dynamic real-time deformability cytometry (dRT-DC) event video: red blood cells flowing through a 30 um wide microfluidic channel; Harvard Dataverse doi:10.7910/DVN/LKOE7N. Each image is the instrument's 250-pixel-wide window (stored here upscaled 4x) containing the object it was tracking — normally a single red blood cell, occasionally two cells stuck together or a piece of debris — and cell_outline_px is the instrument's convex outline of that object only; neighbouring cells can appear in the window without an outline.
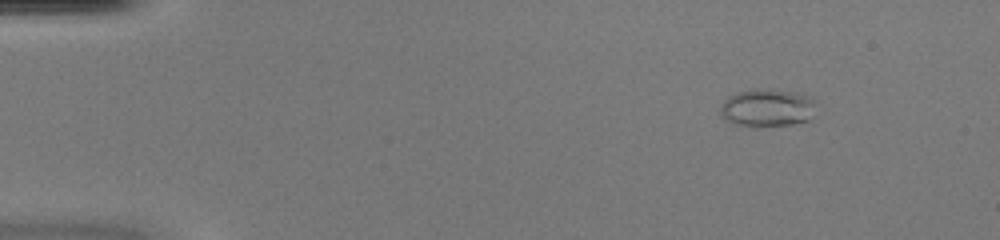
{"species": "common noctule bat (a hibernating species)", "species_latin": "Nyctalus noctula", "temperature_condition": "warm", "stored_images_in_passage": 52, "camera_frame_rate_fps": 3000, "um_per_image_px": 0.085, "animal": {"sex": "female", "body_mass_g": 20.0, "forearm_length_mm": 54.0}, "frame": {"image": 1, "passage_image": 7, "time_ms": 2.0, "image_size_px": [1000, 240], "cell_outline_px": [[816, 100], [808, 120], [792, 124], [752, 128], [736, 124], [720, 116], [720, 108], [724, 100], [728, 96], [736, 92], [756, 88], [760, 88], [796, 92], [812, 96]], "centroid_in_image_um": [65.18, 9.16], "position_along_channel_um": 19.8, "area_um2": 21.39}}
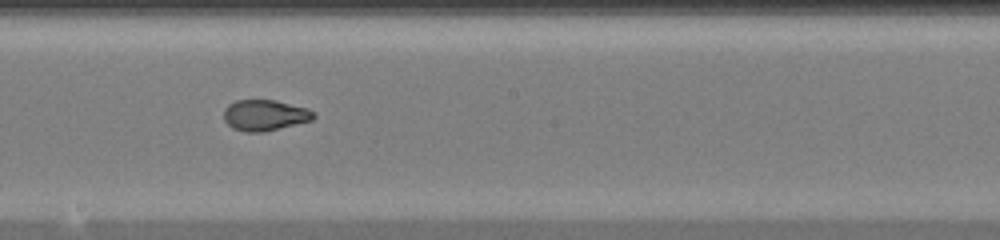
{"frame": {"image": 2, "passage_image": 30, "time_ms": 9.667, "image_size_px": [1000, 240], "cell_outline_px": [[316, 116], [312, 120], [264, 132], [244, 132], [232, 128], [224, 120], [224, 108], [228, 104], [236, 100], [276, 100], [308, 108], [316, 112]], "centroid_in_image_um": [22.51, 9.79], "position_along_channel_um": 225.7, "area_um2": 16.36}}
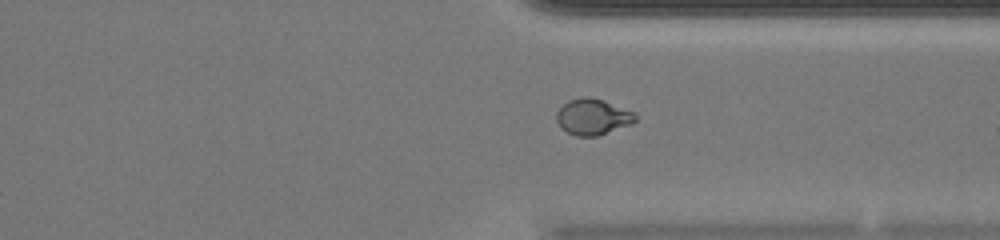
{"frame": {"image": 3, "passage_image": 40, "time_ms": 13.0, "image_size_px": [1000, 240], "cell_outline_px": [[636, 120], [632, 124], [596, 136], [576, 136], [560, 128], [556, 120], [556, 112], [568, 100], [584, 96], [588, 96], [604, 100], [636, 112]], "centroid_in_image_um": [50.39, 9.92], "position_along_channel_um": 361.0, "area_um2": 16.7}}